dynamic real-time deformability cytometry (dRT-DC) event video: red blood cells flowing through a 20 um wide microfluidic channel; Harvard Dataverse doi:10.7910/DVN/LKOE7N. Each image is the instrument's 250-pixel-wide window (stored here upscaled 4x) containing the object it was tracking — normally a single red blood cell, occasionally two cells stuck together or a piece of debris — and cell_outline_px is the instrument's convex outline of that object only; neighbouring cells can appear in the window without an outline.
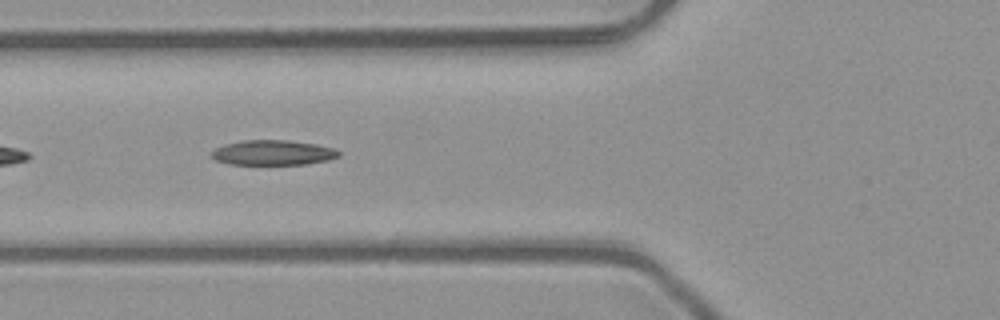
{"species": "common noctule bat (a hibernating species)", "species_latin": "Nyctalus noctula", "temperature_condition": "room temperature", "stored_images_in_passage": 15, "camera_frame_rate_fps": 3000, "um_per_image_px": 0.085, "animal": {"sex": "male", "body_mass_g": 23.1, "forearm_length_mm": 52.7}, "frame": {"image": 1, "passage_image": 11, "time_ms": 3.333, "image_size_px": [1000, 320], "cell_outline_px": [[340, 156], [328, 160], [308, 164], [228, 164], [216, 160], [208, 152], [224, 144], [244, 140], [288, 140], [316, 144], [336, 148], [340, 152]], "centroid_in_image_um": [23.21, 12.97], "position_along_channel_um": 102.6, "area_um2": 18.67}}